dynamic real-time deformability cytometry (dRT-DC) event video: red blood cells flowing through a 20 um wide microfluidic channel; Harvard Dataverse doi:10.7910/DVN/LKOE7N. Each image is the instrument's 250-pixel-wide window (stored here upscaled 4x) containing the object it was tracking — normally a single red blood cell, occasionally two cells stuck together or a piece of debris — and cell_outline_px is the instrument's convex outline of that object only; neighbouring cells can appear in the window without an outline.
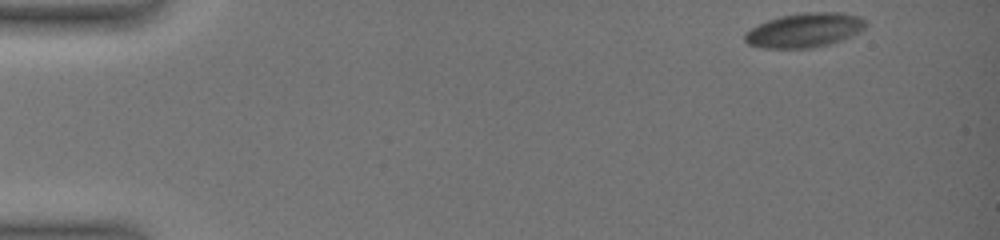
{"species": "common noctule bat (a hibernating species)", "species_latin": "Nyctalus noctula", "temperature_condition": "warm", "stored_images_in_passage": 5, "camera_frame_rate_fps": 3000, "um_per_image_px": 0.085, "animal": {"sex": "female", "body_mass_g": 19.0, "forearm_length_mm": 51.5}, "frame": {"image": 1, "passage_image": 1, "time_ms": 0.0, "image_size_px": [1000, 240], "cell_outline_px": [[868, 24], [860, 32], [844, 40], [832, 44], [812, 48], [764, 48], [748, 44], [744, 40], [744, 32], [768, 20], [780, 16], [804, 12], [840, 12], [860, 16], [868, 20]], "centroid_in_image_um": [68.45, 2.57], "position_along_channel_um": 16.6, "area_um2": 24.57}}